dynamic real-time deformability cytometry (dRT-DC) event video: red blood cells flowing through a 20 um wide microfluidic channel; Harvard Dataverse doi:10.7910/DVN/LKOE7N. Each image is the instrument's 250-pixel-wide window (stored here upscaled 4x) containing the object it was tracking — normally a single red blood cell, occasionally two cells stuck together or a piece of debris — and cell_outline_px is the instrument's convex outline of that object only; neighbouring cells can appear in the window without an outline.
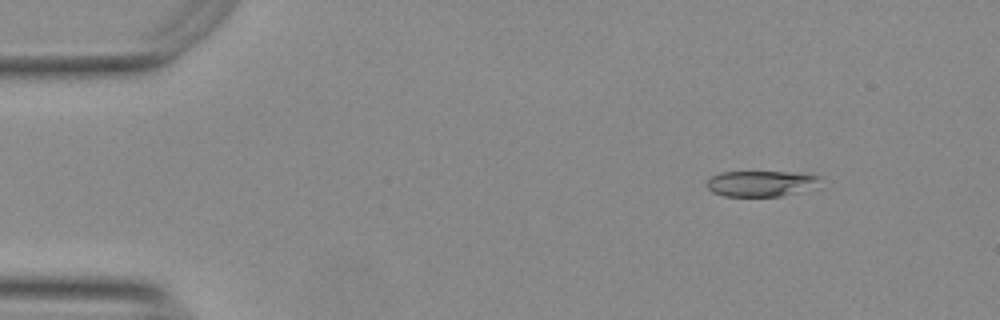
{"species": "Egyptian fruit bat (a non-hibernating species)", "species_latin": "Rousettus aegyptiacus", "temperature_condition": "warm", "stored_images_in_passage": 50, "camera_frame_rate_fps": 3000, "um_per_image_px": 0.085, "animal": {"sex": "female"}, "frame": {"image": 1, "passage_image": 2, "time_ms": 0.333, "image_size_px": [1000, 320], "cell_outline_px": [[820, 188], [780, 196], [724, 196], [712, 192], [704, 184], [712, 176], [720, 172], [788, 172], [820, 176]], "centroid_in_image_um": [64.72, 15.61], "position_along_channel_um": 20.3, "area_um2": 17.28}}
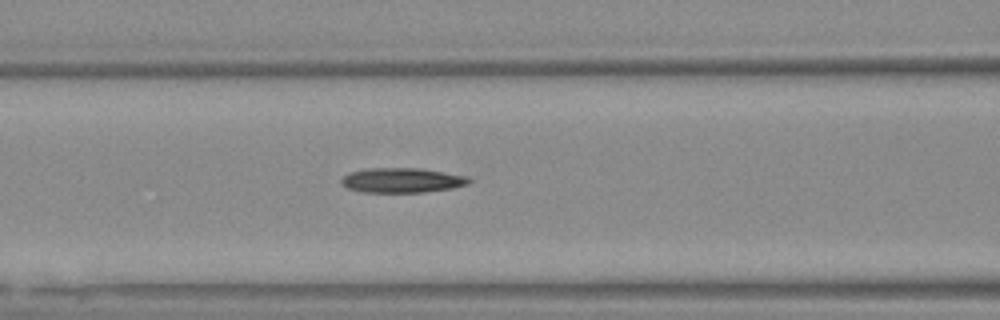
{"frame": {"image": 2, "passage_image": 18, "time_ms": 5.667, "image_size_px": [1000, 320], "cell_outline_px": [[472, 180], [468, 184], [452, 188], [424, 192], [364, 192], [348, 188], [340, 184], [340, 180], [344, 176], [352, 172], [368, 168], [420, 168], [468, 176]], "centroid_in_image_um": [34.19, 15.32], "position_along_channel_um": 132.4, "area_um2": 18.38}}
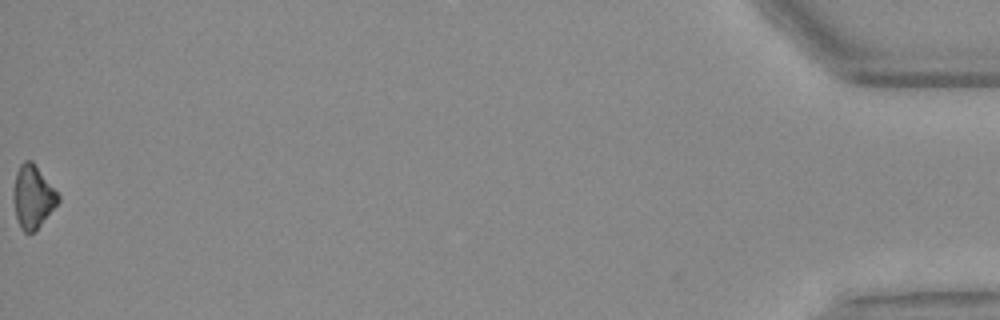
{"frame": {"image": 3, "passage_image": 50, "time_ms": 16.333, "image_size_px": [1000, 320], "cell_outline_px": [[60, 200], [40, 224], [32, 232], [24, 232], [20, 228], [16, 216], [12, 196], [12, 192], [16, 172], [20, 164], [24, 160], [32, 160], [60, 196]], "centroid_in_image_um": [2.76, 16.69], "position_along_channel_um": 432.4, "area_um2": 16.18}, "authors_computed_cell_mechanics": {"area_um2": 17.6868, "velocity_mm_per_s": 3.7644, "shape_relaxation_time_tau1_ms": 9.7912, "shape_relaxation_time_tau2_ms": null, "deformation_change_tau1": 0.1783, "deformation_change_tau2": null}}